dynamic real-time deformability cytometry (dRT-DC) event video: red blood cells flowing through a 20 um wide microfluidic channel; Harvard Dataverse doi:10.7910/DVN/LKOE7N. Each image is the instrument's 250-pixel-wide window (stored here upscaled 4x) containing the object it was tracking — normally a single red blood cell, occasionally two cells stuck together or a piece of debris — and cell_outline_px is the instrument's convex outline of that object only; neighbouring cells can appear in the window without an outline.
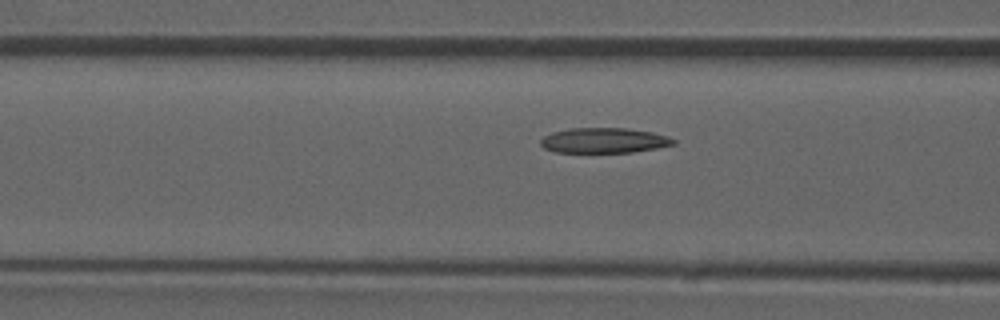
{"species": "common noctule bat (a hibernating species)", "species_latin": "Nyctalus noctula", "temperature_condition": "room temperature", "stored_images_in_passage": 19, "camera_frame_rate_fps": 3000, "um_per_image_px": 0.085, "animal": {"sex": "male", "forearm_length_mm": 52.5}, "frame": {"image": 1, "passage_image": 11, "time_ms": 3.333, "image_size_px": [1000, 320], "cell_outline_px": [[676, 144], [656, 148], [632, 152], [556, 152], [544, 148], [540, 144], [540, 140], [544, 136], [552, 132], [568, 128], [628, 128], [652, 132], [668, 136], [676, 140]], "centroid_in_image_um": [51.34, 11.93], "position_along_channel_um": 115.3, "area_um2": 19.54}}